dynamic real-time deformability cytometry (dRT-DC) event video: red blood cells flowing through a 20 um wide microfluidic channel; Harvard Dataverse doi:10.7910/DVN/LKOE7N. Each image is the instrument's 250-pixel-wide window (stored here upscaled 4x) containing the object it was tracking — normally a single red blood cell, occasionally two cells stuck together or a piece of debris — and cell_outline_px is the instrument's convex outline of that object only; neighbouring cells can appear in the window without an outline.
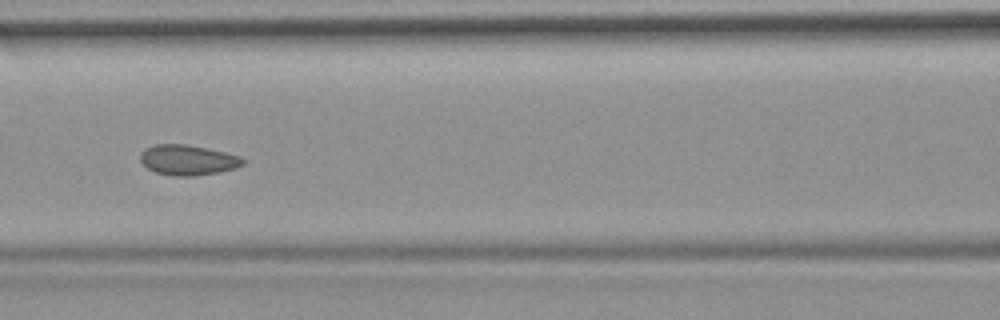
{"species": "common noctule bat (a hibernating species)", "species_latin": "Nyctalus noctula", "temperature_condition": "room temperature", "stored_images_in_passage": 9, "camera_frame_rate_fps": 3000, "um_per_image_px": 0.085, "animal": {"sex": "female", "body_mass_g": 19.9}, "frame": {"image": 1, "passage_image": 7, "time_ms": 7.333, "image_size_px": [1000, 320], "cell_outline_px": [[244, 164], [236, 168], [220, 172], [196, 176], [172, 176], [156, 172], [148, 168], [140, 160], [140, 152], [144, 148], [156, 144], [184, 144], [208, 148], [240, 156], [244, 160]], "centroid_in_image_um": [15.96, 13.6], "position_along_channel_um": 150.6, "area_um2": 18.21}}
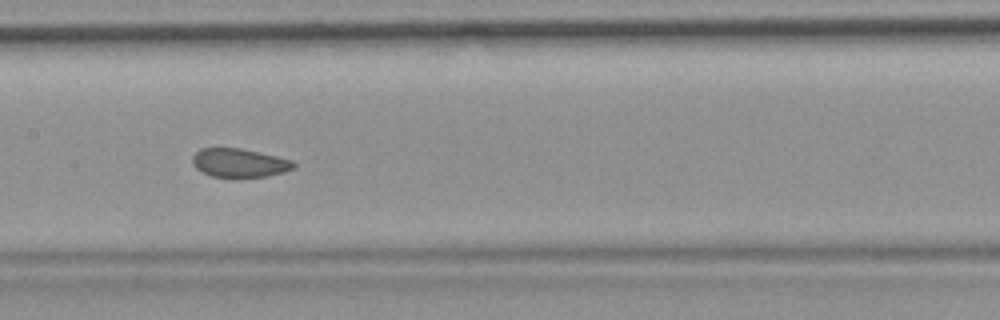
{"frame": {"image": 2, "passage_image": 8, "time_ms": 8.333, "image_size_px": [1000, 320], "cell_outline_px": [[296, 164], [292, 168], [284, 172], [268, 176], [212, 176], [196, 168], [192, 164], [192, 156], [200, 148], [240, 148], [276, 156], [292, 160]], "centroid_in_image_um": [20.33, 13.82], "position_along_channel_um": 187.1, "area_um2": 16.59}}